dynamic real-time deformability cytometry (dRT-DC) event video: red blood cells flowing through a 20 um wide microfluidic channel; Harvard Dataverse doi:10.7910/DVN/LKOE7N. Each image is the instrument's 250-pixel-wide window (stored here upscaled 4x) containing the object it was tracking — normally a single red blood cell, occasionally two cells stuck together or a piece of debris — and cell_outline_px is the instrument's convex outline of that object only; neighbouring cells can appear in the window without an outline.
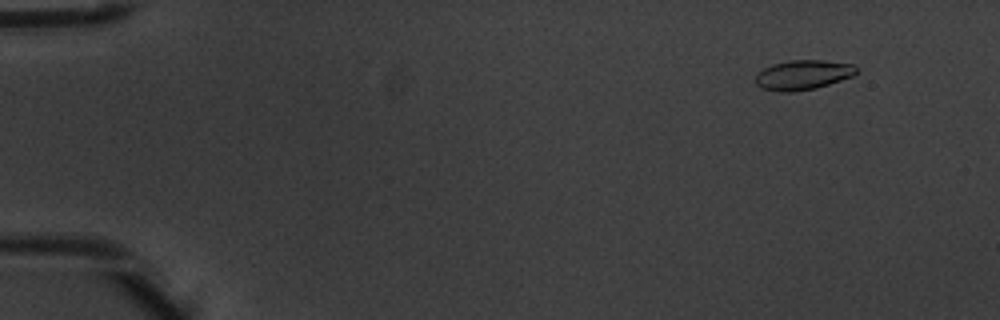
{"species": "common noctule bat (a hibernating species)", "species_latin": "Nyctalus noctula", "temperature_condition": "warm", "stored_images_in_passage": 8, "camera_frame_rate_fps": 3000, "um_per_image_px": 0.085, "animal": {"sex": "male", "body_mass_g": 20.1, "forearm_length_mm": 53.5}, "frame": {"image": 1, "passage_image": 2, "time_ms": 0.333, "image_size_px": [1000, 320], "cell_outline_px": [[856, 72], [852, 76], [816, 88], [792, 92], [780, 92], [760, 88], [756, 84], [756, 72], [772, 64], [792, 60], [824, 60], [852, 64], [856, 68]], "centroid_in_image_um": [68.2, 6.37], "position_along_channel_um": 16.8, "area_um2": 17.4}}
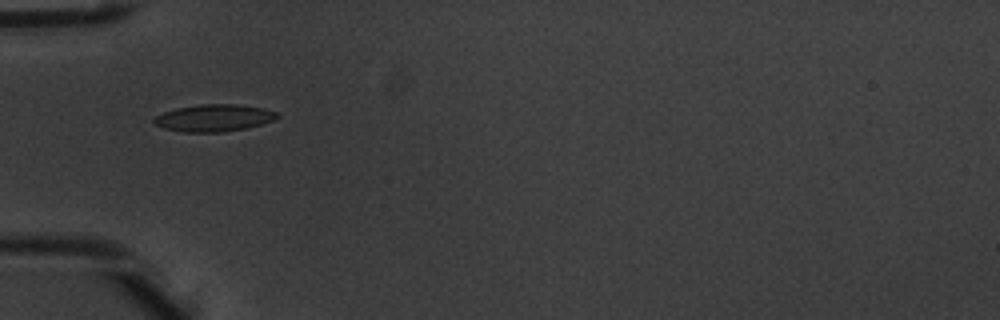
{"frame": {"image": 2, "passage_image": 5, "time_ms": 1.333, "image_size_px": [1000, 320], "cell_outline_px": [[280, 116], [272, 120], [260, 124], [244, 128], [224, 132], [184, 132], [164, 128], [152, 124], [152, 120], [156, 116], [164, 112], [176, 108], [204, 104], [236, 104], [264, 108], [276, 112]], "centroid_in_image_um": [18.15, 10.02], "position_along_channel_um": 66.9, "area_um2": 19.31}}
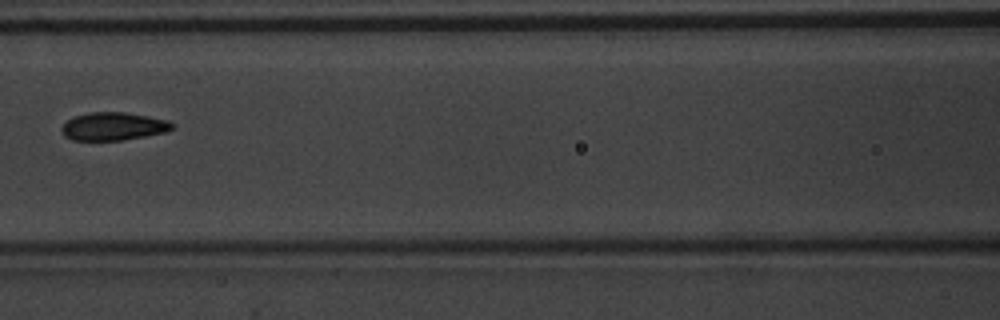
{"frame": {"image": 3, "passage_image": 7, "time_ms": 2.0, "image_size_px": [1000, 320], "cell_outline_px": [[176, 128], [164, 132], [124, 140], [72, 140], [64, 136], [60, 128], [68, 120], [76, 116], [88, 112], [124, 112], [148, 116], [168, 120], [176, 124]], "centroid_in_image_um": [9.66, 10.74], "position_along_channel_um": 156.9, "area_um2": 18.09}}